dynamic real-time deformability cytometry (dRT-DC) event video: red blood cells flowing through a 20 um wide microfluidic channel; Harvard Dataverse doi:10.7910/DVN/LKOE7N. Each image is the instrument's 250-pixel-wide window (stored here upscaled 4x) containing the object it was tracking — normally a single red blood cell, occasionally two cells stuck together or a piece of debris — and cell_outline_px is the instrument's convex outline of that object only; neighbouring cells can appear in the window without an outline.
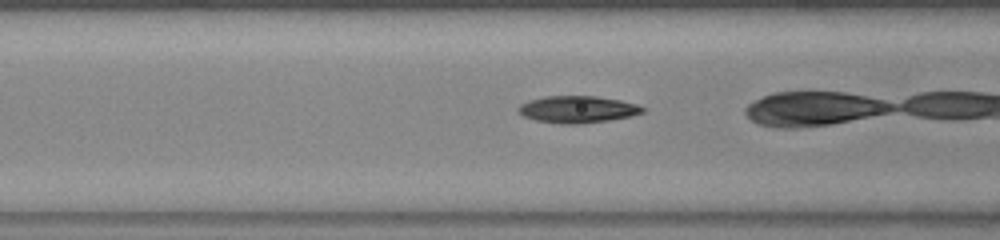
{"species": "common noctule bat (a hibernating species)", "species_latin": "Nyctalus noctula", "temperature_condition": "warm", "stored_images_in_passage": 37, "camera_frame_rate_fps": 3000, "um_per_image_px": 0.085, "animal": {"sex": "female", "body_mass_g": 23.0, "forearm_length_mm": 53.4}, "frame": {"image": 1, "passage_image": 17, "time_ms": 5.333, "image_size_px": [1000, 240], "cell_outline_px": [[648, 108], [644, 112], [628, 116], [608, 120], [576, 124], [560, 124], [536, 120], [524, 116], [516, 108], [520, 104], [528, 100], [544, 96], [596, 96], [620, 100], [636, 104]], "centroid_in_image_um": [49.08, 9.28], "position_along_channel_um": 117.5, "area_um2": 19.48}}